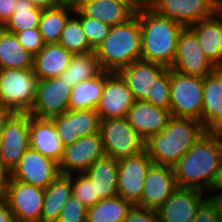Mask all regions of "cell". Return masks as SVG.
Returning <instances> with one entry per match:
<instances>
[{
  "mask_svg": "<svg viewBox=\"0 0 222 222\" xmlns=\"http://www.w3.org/2000/svg\"><path fill=\"white\" fill-rule=\"evenodd\" d=\"M222 132L205 131L173 166L178 187L207 191L217 175L222 157Z\"/></svg>",
  "mask_w": 222,
  "mask_h": 222,
  "instance_id": "cell-1",
  "label": "cell"
},
{
  "mask_svg": "<svg viewBox=\"0 0 222 222\" xmlns=\"http://www.w3.org/2000/svg\"><path fill=\"white\" fill-rule=\"evenodd\" d=\"M141 30V60L171 68L184 26L159 15L149 5L136 13Z\"/></svg>",
  "mask_w": 222,
  "mask_h": 222,
  "instance_id": "cell-2",
  "label": "cell"
},
{
  "mask_svg": "<svg viewBox=\"0 0 222 222\" xmlns=\"http://www.w3.org/2000/svg\"><path fill=\"white\" fill-rule=\"evenodd\" d=\"M204 132L196 119L171 116L162 132L145 141L144 150L154 164L173 168Z\"/></svg>",
  "mask_w": 222,
  "mask_h": 222,
  "instance_id": "cell-3",
  "label": "cell"
},
{
  "mask_svg": "<svg viewBox=\"0 0 222 222\" xmlns=\"http://www.w3.org/2000/svg\"><path fill=\"white\" fill-rule=\"evenodd\" d=\"M103 71L118 72L141 59V30L138 16L111 27L108 36L94 50Z\"/></svg>",
  "mask_w": 222,
  "mask_h": 222,
  "instance_id": "cell-4",
  "label": "cell"
},
{
  "mask_svg": "<svg viewBox=\"0 0 222 222\" xmlns=\"http://www.w3.org/2000/svg\"><path fill=\"white\" fill-rule=\"evenodd\" d=\"M203 78L181 74L170 68V114L202 123Z\"/></svg>",
  "mask_w": 222,
  "mask_h": 222,
  "instance_id": "cell-5",
  "label": "cell"
},
{
  "mask_svg": "<svg viewBox=\"0 0 222 222\" xmlns=\"http://www.w3.org/2000/svg\"><path fill=\"white\" fill-rule=\"evenodd\" d=\"M36 84L32 68L0 70V101L15 113H29L36 97Z\"/></svg>",
  "mask_w": 222,
  "mask_h": 222,
  "instance_id": "cell-6",
  "label": "cell"
},
{
  "mask_svg": "<svg viewBox=\"0 0 222 222\" xmlns=\"http://www.w3.org/2000/svg\"><path fill=\"white\" fill-rule=\"evenodd\" d=\"M0 196L8 203L15 222H40L44 189L7 175Z\"/></svg>",
  "mask_w": 222,
  "mask_h": 222,
  "instance_id": "cell-7",
  "label": "cell"
},
{
  "mask_svg": "<svg viewBox=\"0 0 222 222\" xmlns=\"http://www.w3.org/2000/svg\"><path fill=\"white\" fill-rule=\"evenodd\" d=\"M99 132L105 156L121 159L144 151L145 141L129 125L126 117L100 120Z\"/></svg>",
  "mask_w": 222,
  "mask_h": 222,
  "instance_id": "cell-8",
  "label": "cell"
},
{
  "mask_svg": "<svg viewBox=\"0 0 222 222\" xmlns=\"http://www.w3.org/2000/svg\"><path fill=\"white\" fill-rule=\"evenodd\" d=\"M29 113H15L1 129L0 167L9 175L30 147Z\"/></svg>",
  "mask_w": 222,
  "mask_h": 222,
  "instance_id": "cell-9",
  "label": "cell"
},
{
  "mask_svg": "<svg viewBox=\"0 0 222 222\" xmlns=\"http://www.w3.org/2000/svg\"><path fill=\"white\" fill-rule=\"evenodd\" d=\"M171 69L181 74L204 78L213 73L217 67L201 49L196 34L189 27H184L178 37Z\"/></svg>",
  "mask_w": 222,
  "mask_h": 222,
  "instance_id": "cell-10",
  "label": "cell"
},
{
  "mask_svg": "<svg viewBox=\"0 0 222 222\" xmlns=\"http://www.w3.org/2000/svg\"><path fill=\"white\" fill-rule=\"evenodd\" d=\"M71 87L59 76L37 80L31 116L51 119L69 110Z\"/></svg>",
  "mask_w": 222,
  "mask_h": 222,
  "instance_id": "cell-11",
  "label": "cell"
},
{
  "mask_svg": "<svg viewBox=\"0 0 222 222\" xmlns=\"http://www.w3.org/2000/svg\"><path fill=\"white\" fill-rule=\"evenodd\" d=\"M149 6L159 15L190 27L217 13L220 0H153Z\"/></svg>",
  "mask_w": 222,
  "mask_h": 222,
  "instance_id": "cell-12",
  "label": "cell"
},
{
  "mask_svg": "<svg viewBox=\"0 0 222 222\" xmlns=\"http://www.w3.org/2000/svg\"><path fill=\"white\" fill-rule=\"evenodd\" d=\"M153 161L144 150L140 154L118 159V196L141 207L143 185Z\"/></svg>",
  "mask_w": 222,
  "mask_h": 222,
  "instance_id": "cell-13",
  "label": "cell"
},
{
  "mask_svg": "<svg viewBox=\"0 0 222 222\" xmlns=\"http://www.w3.org/2000/svg\"><path fill=\"white\" fill-rule=\"evenodd\" d=\"M60 174L57 162L29 147L9 176L14 180L45 189Z\"/></svg>",
  "mask_w": 222,
  "mask_h": 222,
  "instance_id": "cell-14",
  "label": "cell"
},
{
  "mask_svg": "<svg viewBox=\"0 0 222 222\" xmlns=\"http://www.w3.org/2000/svg\"><path fill=\"white\" fill-rule=\"evenodd\" d=\"M104 156L100 132L80 137L72 144L64 146L63 156L59 162L60 173H85L95 161Z\"/></svg>",
  "mask_w": 222,
  "mask_h": 222,
  "instance_id": "cell-15",
  "label": "cell"
},
{
  "mask_svg": "<svg viewBox=\"0 0 222 222\" xmlns=\"http://www.w3.org/2000/svg\"><path fill=\"white\" fill-rule=\"evenodd\" d=\"M132 92L117 72L105 71V85L96 112L100 120L127 117L134 104Z\"/></svg>",
  "mask_w": 222,
  "mask_h": 222,
  "instance_id": "cell-16",
  "label": "cell"
},
{
  "mask_svg": "<svg viewBox=\"0 0 222 222\" xmlns=\"http://www.w3.org/2000/svg\"><path fill=\"white\" fill-rule=\"evenodd\" d=\"M177 188L173 168L153 163L144 181L141 207L157 211Z\"/></svg>",
  "mask_w": 222,
  "mask_h": 222,
  "instance_id": "cell-17",
  "label": "cell"
},
{
  "mask_svg": "<svg viewBox=\"0 0 222 222\" xmlns=\"http://www.w3.org/2000/svg\"><path fill=\"white\" fill-rule=\"evenodd\" d=\"M203 191L178 187L157 210L161 222H191L206 202Z\"/></svg>",
  "mask_w": 222,
  "mask_h": 222,
  "instance_id": "cell-18",
  "label": "cell"
},
{
  "mask_svg": "<svg viewBox=\"0 0 222 222\" xmlns=\"http://www.w3.org/2000/svg\"><path fill=\"white\" fill-rule=\"evenodd\" d=\"M166 69L163 65L140 59L120 69L117 73L127 84L135 101H145L148 97H152L154 81Z\"/></svg>",
  "mask_w": 222,
  "mask_h": 222,
  "instance_id": "cell-19",
  "label": "cell"
},
{
  "mask_svg": "<svg viewBox=\"0 0 222 222\" xmlns=\"http://www.w3.org/2000/svg\"><path fill=\"white\" fill-rule=\"evenodd\" d=\"M171 114L168 109L156 107L145 101H135L127 114L129 125L146 141L162 132Z\"/></svg>",
  "mask_w": 222,
  "mask_h": 222,
  "instance_id": "cell-20",
  "label": "cell"
},
{
  "mask_svg": "<svg viewBox=\"0 0 222 222\" xmlns=\"http://www.w3.org/2000/svg\"><path fill=\"white\" fill-rule=\"evenodd\" d=\"M202 125L205 131L222 132V68L203 78Z\"/></svg>",
  "mask_w": 222,
  "mask_h": 222,
  "instance_id": "cell-21",
  "label": "cell"
},
{
  "mask_svg": "<svg viewBox=\"0 0 222 222\" xmlns=\"http://www.w3.org/2000/svg\"><path fill=\"white\" fill-rule=\"evenodd\" d=\"M30 147L59 164L64 151L51 119L29 118Z\"/></svg>",
  "mask_w": 222,
  "mask_h": 222,
  "instance_id": "cell-22",
  "label": "cell"
},
{
  "mask_svg": "<svg viewBox=\"0 0 222 222\" xmlns=\"http://www.w3.org/2000/svg\"><path fill=\"white\" fill-rule=\"evenodd\" d=\"M75 7L87 17L94 18L111 27L132 19L136 12L118 0H80Z\"/></svg>",
  "mask_w": 222,
  "mask_h": 222,
  "instance_id": "cell-23",
  "label": "cell"
},
{
  "mask_svg": "<svg viewBox=\"0 0 222 222\" xmlns=\"http://www.w3.org/2000/svg\"><path fill=\"white\" fill-rule=\"evenodd\" d=\"M189 28L196 34L205 55L217 68H222V12L220 9L212 17L201 20Z\"/></svg>",
  "mask_w": 222,
  "mask_h": 222,
  "instance_id": "cell-24",
  "label": "cell"
},
{
  "mask_svg": "<svg viewBox=\"0 0 222 222\" xmlns=\"http://www.w3.org/2000/svg\"><path fill=\"white\" fill-rule=\"evenodd\" d=\"M73 54L59 43H49L33 56V71L37 80L60 76L69 66Z\"/></svg>",
  "mask_w": 222,
  "mask_h": 222,
  "instance_id": "cell-25",
  "label": "cell"
},
{
  "mask_svg": "<svg viewBox=\"0 0 222 222\" xmlns=\"http://www.w3.org/2000/svg\"><path fill=\"white\" fill-rule=\"evenodd\" d=\"M118 159L104 156L95 161L84 173L95 185L100 200L118 196Z\"/></svg>",
  "mask_w": 222,
  "mask_h": 222,
  "instance_id": "cell-26",
  "label": "cell"
},
{
  "mask_svg": "<svg viewBox=\"0 0 222 222\" xmlns=\"http://www.w3.org/2000/svg\"><path fill=\"white\" fill-rule=\"evenodd\" d=\"M72 196L71 178L60 174L44 189V200L40 222H57L61 210Z\"/></svg>",
  "mask_w": 222,
  "mask_h": 222,
  "instance_id": "cell-27",
  "label": "cell"
},
{
  "mask_svg": "<svg viewBox=\"0 0 222 222\" xmlns=\"http://www.w3.org/2000/svg\"><path fill=\"white\" fill-rule=\"evenodd\" d=\"M33 67V55L18 41L15 34L0 28V70Z\"/></svg>",
  "mask_w": 222,
  "mask_h": 222,
  "instance_id": "cell-28",
  "label": "cell"
},
{
  "mask_svg": "<svg viewBox=\"0 0 222 222\" xmlns=\"http://www.w3.org/2000/svg\"><path fill=\"white\" fill-rule=\"evenodd\" d=\"M105 85V71L71 89L69 110H96Z\"/></svg>",
  "mask_w": 222,
  "mask_h": 222,
  "instance_id": "cell-29",
  "label": "cell"
},
{
  "mask_svg": "<svg viewBox=\"0 0 222 222\" xmlns=\"http://www.w3.org/2000/svg\"><path fill=\"white\" fill-rule=\"evenodd\" d=\"M69 11H75V5L61 3L59 6L42 10L38 29L46 44L58 43L61 33L70 18Z\"/></svg>",
  "mask_w": 222,
  "mask_h": 222,
  "instance_id": "cell-30",
  "label": "cell"
},
{
  "mask_svg": "<svg viewBox=\"0 0 222 222\" xmlns=\"http://www.w3.org/2000/svg\"><path fill=\"white\" fill-rule=\"evenodd\" d=\"M101 71L94 52L73 54L69 66L59 77L74 88L78 83L97 76Z\"/></svg>",
  "mask_w": 222,
  "mask_h": 222,
  "instance_id": "cell-31",
  "label": "cell"
},
{
  "mask_svg": "<svg viewBox=\"0 0 222 222\" xmlns=\"http://www.w3.org/2000/svg\"><path fill=\"white\" fill-rule=\"evenodd\" d=\"M132 207L121 196L100 200L87 208L86 222H123Z\"/></svg>",
  "mask_w": 222,
  "mask_h": 222,
  "instance_id": "cell-32",
  "label": "cell"
},
{
  "mask_svg": "<svg viewBox=\"0 0 222 222\" xmlns=\"http://www.w3.org/2000/svg\"><path fill=\"white\" fill-rule=\"evenodd\" d=\"M41 14L42 9L34 7L29 0H16L14 13L2 28L13 34L25 29L38 28Z\"/></svg>",
  "mask_w": 222,
  "mask_h": 222,
  "instance_id": "cell-33",
  "label": "cell"
},
{
  "mask_svg": "<svg viewBox=\"0 0 222 222\" xmlns=\"http://www.w3.org/2000/svg\"><path fill=\"white\" fill-rule=\"evenodd\" d=\"M58 43L72 54L94 52L82 30L80 20L74 16L68 19Z\"/></svg>",
  "mask_w": 222,
  "mask_h": 222,
  "instance_id": "cell-34",
  "label": "cell"
},
{
  "mask_svg": "<svg viewBox=\"0 0 222 222\" xmlns=\"http://www.w3.org/2000/svg\"><path fill=\"white\" fill-rule=\"evenodd\" d=\"M72 14L79 16L78 19L80 20L82 30L90 46L95 50L108 36L111 26L94 18L84 16L76 7Z\"/></svg>",
  "mask_w": 222,
  "mask_h": 222,
  "instance_id": "cell-35",
  "label": "cell"
},
{
  "mask_svg": "<svg viewBox=\"0 0 222 222\" xmlns=\"http://www.w3.org/2000/svg\"><path fill=\"white\" fill-rule=\"evenodd\" d=\"M74 136L84 137L99 133L100 118L96 110H72Z\"/></svg>",
  "mask_w": 222,
  "mask_h": 222,
  "instance_id": "cell-36",
  "label": "cell"
},
{
  "mask_svg": "<svg viewBox=\"0 0 222 222\" xmlns=\"http://www.w3.org/2000/svg\"><path fill=\"white\" fill-rule=\"evenodd\" d=\"M68 176L71 178L72 195L78 198L87 208L100 201L98 195H96L94 183L84 173L76 174V179L72 177L74 174Z\"/></svg>",
  "mask_w": 222,
  "mask_h": 222,
  "instance_id": "cell-37",
  "label": "cell"
},
{
  "mask_svg": "<svg viewBox=\"0 0 222 222\" xmlns=\"http://www.w3.org/2000/svg\"><path fill=\"white\" fill-rule=\"evenodd\" d=\"M145 102L156 107L170 109V68L166 69L155 81L152 89V97Z\"/></svg>",
  "mask_w": 222,
  "mask_h": 222,
  "instance_id": "cell-38",
  "label": "cell"
},
{
  "mask_svg": "<svg viewBox=\"0 0 222 222\" xmlns=\"http://www.w3.org/2000/svg\"><path fill=\"white\" fill-rule=\"evenodd\" d=\"M60 141L64 146L72 144L79 139V136H74V127L72 120V110L51 118Z\"/></svg>",
  "mask_w": 222,
  "mask_h": 222,
  "instance_id": "cell-39",
  "label": "cell"
},
{
  "mask_svg": "<svg viewBox=\"0 0 222 222\" xmlns=\"http://www.w3.org/2000/svg\"><path fill=\"white\" fill-rule=\"evenodd\" d=\"M87 207L75 196H71L57 222H86Z\"/></svg>",
  "mask_w": 222,
  "mask_h": 222,
  "instance_id": "cell-40",
  "label": "cell"
},
{
  "mask_svg": "<svg viewBox=\"0 0 222 222\" xmlns=\"http://www.w3.org/2000/svg\"><path fill=\"white\" fill-rule=\"evenodd\" d=\"M14 34L20 44L33 56L36 55L46 44L38 28L25 29Z\"/></svg>",
  "mask_w": 222,
  "mask_h": 222,
  "instance_id": "cell-41",
  "label": "cell"
},
{
  "mask_svg": "<svg viewBox=\"0 0 222 222\" xmlns=\"http://www.w3.org/2000/svg\"><path fill=\"white\" fill-rule=\"evenodd\" d=\"M123 222H161L155 210L133 206Z\"/></svg>",
  "mask_w": 222,
  "mask_h": 222,
  "instance_id": "cell-42",
  "label": "cell"
},
{
  "mask_svg": "<svg viewBox=\"0 0 222 222\" xmlns=\"http://www.w3.org/2000/svg\"><path fill=\"white\" fill-rule=\"evenodd\" d=\"M191 222H222V218L206 201Z\"/></svg>",
  "mask_w": 222,
  "mask_h": 222,
  "instance_id": "cell-43",
  "label": "cell"
},
{
  "mask_svg": "<svg viewBox=\"0 0 222 222\" xmlns=\"http://www.w3.org/2000/svg\"><path fill=\"white\" fill-rule=\"evenodd\" d=\"M16 0H0V28H2L14 13Z\"/></svg>",
  "mask_w": 222,
  "mask_h": 222,
  "instance_id": "cell-44",
  "label": "cell"
},
{
  "mask_svg": "<svg viewBox=\"0 0 222 222\" xmlns=\"http://www.w3.org/2000/svg\"><path fill=\"white\" fill-rule=\"evenodd\" d=\"M219 194H215L214 196L212 195L211 197H206V201L208 204L215 210V212L222 218V189H215V188H210L208 190L213 192V191H219Z\"/></svg>",
  "mask_w": 222,
  "mask_h": 222,
  "instance_id": "cell-45",
  "label": "cell"
},
{
  "mask_svg": "<svg viewBox=\"0 0 222 222\" xmlns=\"http://www.w3.org/2000/svg\"><path fill=\"white\" fill-rule=\"evenodd\" d=\"M0 222H15L8 203L0 196Z\"/></svg>",
  "mask_w": 222,
  "mask_h": 222,
  "instance_id": "cell-46",
  "label": "cell"
},
{
  "mask_svg": "<svg viewBox=\"0 0 222 222\" xmlns=\"http://www.w3.org/2000/svg\"><path fill=\"white\" fill-rule=\"evenodd\" d=\"M14 114L15 112L9 106L0 101V131Z\"/></svg>",
  "mask_w": 222,
  "mask_h": 222,
  "instance_id": "cell-47",
  "label": "cell"
},
{
  "mask_svg": "<svg viewBox=\"0 0 222 222\" xmlns=\"http://www.w3.org/2000/svg\"><path fill=\"white\" fill-rule=\"evenodd\" d=\"M34 7L40 8L42 10L50 9L59 6L62 2L61 0H29Z\"/></svg>",
  "mask_w": 222,
  "mask_h": 222,
  "instance_id": "cell-48",
  "label": "cell"
},
{
  "mask_svg": "<svg viewBox=\"0 0 222 222\" xmlns=\"http://www.w3.org/2000/svg\"><path fill=\"white\" fill-rule=\"evenodd\" d=\"M131 7L136 13L146 8L148 4L144 0H118Z\"/></svg>",
  "mask_w": 222,
  "mask_h": 222,
  "instance_id": "cell-49",
  "label": "cell"
},
{
  "mask_svg": "<svg viewBox=\"0 0 222 222\" xmlns=\"http://www.w3.org/2000/svg\"><path fill=\"white\" fill-rule=\"evenodd\" d=\"M211 188L222 189V157H221L220 165L218 167L217 175L215 177V180Z\"/></svg>",
  "mask_w": 222,
  "mask_h": 222,
  "instance_id": "cell-50",
  "label": "cell"
},
{
  "mask_svg": "<svg viewBox=\"0 0 222 222\" xmlns=\"http://www.w3.org/2000/svg\"><path fill=\"white\" fill-rule=\"evenodd\" d=\"M6 177H7V175L5 174V172L0 167V193L3 189V184L6 180Z\"/></svg>",
  "mask_w": 222,
  "mask_h": 222,
  "instance_id": "cell-51",
  "label": "cell"
},
{
  "mask_svg": "<svg viewBox=\"0 0 222 222\" xmlns=\"http://www.w3.org/2000/svg\"><path fill=\"white\" fill-rule=\"evenodd\" d=\"M80 0H61L62 3H68L76 5Z\"/></svg>",
  "mask_w": 222,
  "mask_h": 222,
  "instance_id": "cell-52",
  "label": "cell"
},
{
  "mask_svg": "<svg viewBox=\"0 0 222 222\" xmlns=\"http://www.w3.org/2000/svg\"><path fill=\"white\" fill-rule=\"evenodd\" d=\"M148 5L153 1V0H144Z\"/></svg>",
  "mask_w": 222,
  "mask_h": 222,
  "instance_id": "cell-53",
  "label": "cell"
},
{
  "mask_svg": "<svg viewBox=\"0 0 222 222\" xmlns=\"http://www.w3.org/2000/svg\"><path fill=\"white\" fill-rule=\"evenodd\" d=\"M220 11L222 12V0H220Z\"/></svg>",
  "mask_w": 222,
  "mask_h": 222,
  "instance_id": "cell-54",
  "label": "cell"
},
{
  "mask_svg": "<svg viewBox=\"0 0 222 222\" xmlns=\"http://www.w3.org/2000/svg\"><path fill=\"white\" fill-rule=\"evenodd\" d=\"M1 139H2V134H1V131H0V147H1Z\"/></svg>",
  "mask_w": 222,
  "mask_h": 222,
  "instance_id": "cell-55",
  "label": "cell"
}]
</instances>
